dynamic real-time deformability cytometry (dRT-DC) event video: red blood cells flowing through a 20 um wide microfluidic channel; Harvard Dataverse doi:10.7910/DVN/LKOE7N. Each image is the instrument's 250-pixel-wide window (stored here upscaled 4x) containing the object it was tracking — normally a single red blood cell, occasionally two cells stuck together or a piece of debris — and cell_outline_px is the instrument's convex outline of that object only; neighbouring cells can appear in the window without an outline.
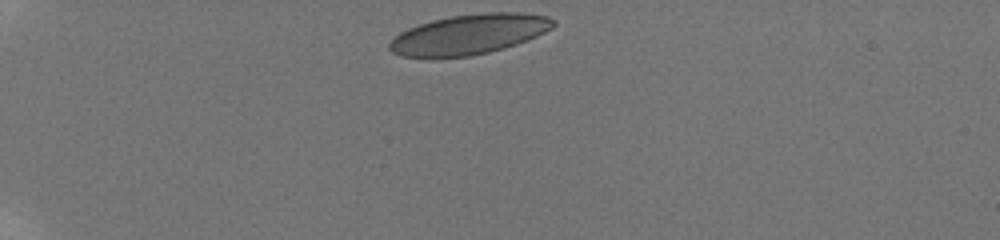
{"species": "human", "species_latin": "Homo sapiens", "temperature_condition": "room temperature", "stored_images_in_passage": 7, "camera_frame_rate_fps": 3000, "um_per_image_px": 0.085, "donor": {"sex": "male"}, "frame": {"image": 1, "passage_image": 1, "time_ms": 0.0, "image_size_px": [1000, 240], "cell_outline_px": [[556, 24], [552, 28], [528, 40], [504, 48], [472, 56], [432, 60], [428, 60], [400, 56], [392, 52], [388, 48], [388, 44], [400, 32], [408, 28], [432, 20], [452, 16], [484, 12], [524, 12], [548, 16], [556, 20]], "centroid_in_image_um": [39.84, 2.95], "position_along_channel_um": 45.2, "area_um2": 39.13}}
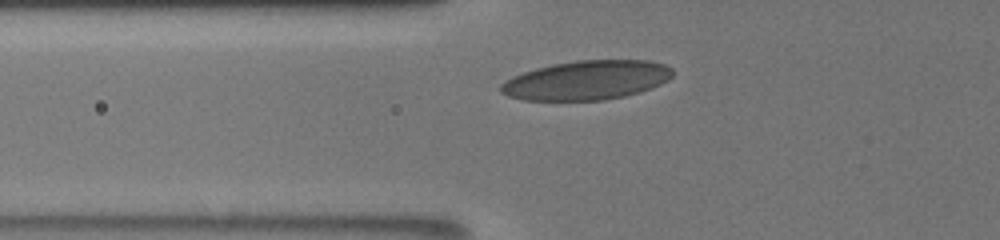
{"frame": {"image": 2, "passage_image": 6, "time_ms": 2.333, "image_size_px": [1000, 240], "cell_outline_px": [[672, 76], [668, 80], [660, 84], [640, 92], [624, 96], [604, 100], [524, 100], [508, 96], [500, 92], [500, 84], [504, 80], [512, 76], [536, 68], [552, 64], [576, 60], [648, 60], [664, 64], [672, 68]], "centroid_in_image_um": [49.84, 6.81], "position_along_channel_um": 76.0, "area_um2": 39.36}}